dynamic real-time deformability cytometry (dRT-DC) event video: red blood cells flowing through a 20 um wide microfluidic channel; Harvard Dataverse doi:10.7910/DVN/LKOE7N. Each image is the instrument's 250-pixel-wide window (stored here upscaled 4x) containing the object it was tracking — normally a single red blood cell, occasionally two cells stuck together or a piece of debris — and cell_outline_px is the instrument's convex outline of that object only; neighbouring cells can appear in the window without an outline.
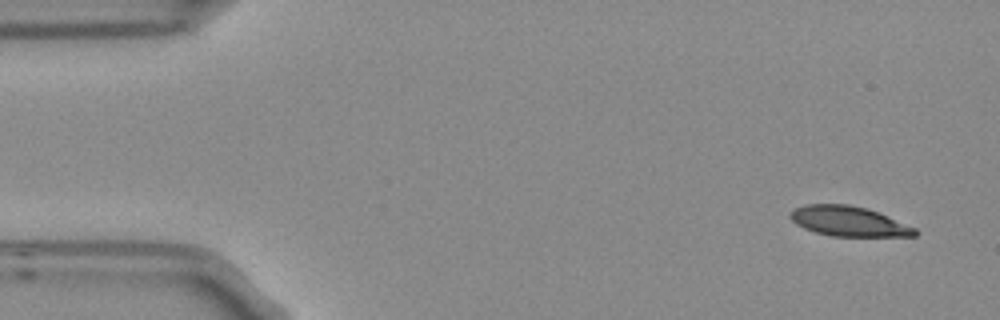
{"species": "Egyptian fruit bat (a non-hibernating species)", "species_latin": "Rousettus aegyptiacus", "temperature_condition": "room temperature", "stored_images_in_passage": 3, "camera_frame_rate_fps": 3000, "um_per_image_px": 0.085, "frame": {"image": 1, "passage_image": 1, "time_ms": 0.0, "image_size_px": [1000, 320], "cell_outline_px": [[916, 236], [832, 236], [816, 232], [804, 228], [796, 224], [788, 216], [792, 208], [804, 204], [848, 204], [868, 208], [916, 228]], "centroid_in_image_um": [72.09, 18.79], "position_along_channel_um": 12.9, "area_um2": 21.79}}
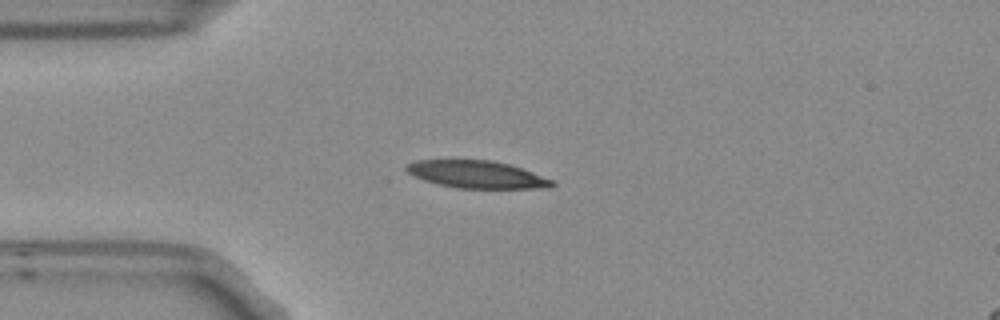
{"frame": {"image": 2, "passage_image": 3, "time_ms": 0.667, "image_size_px": [1000, 320], "cell_outline_px": [[556, 184], [548, 188], [456, 188], [436, 184], [412, 176], [404, 168], [404, 164], [416, 160], [492, 160], [508, 164], [532, 172], [552, 180]], "centroid_in_image_um": [40.46, 14.83], "position_along_channel_um": 44.5, "area_um2": 23.29}}